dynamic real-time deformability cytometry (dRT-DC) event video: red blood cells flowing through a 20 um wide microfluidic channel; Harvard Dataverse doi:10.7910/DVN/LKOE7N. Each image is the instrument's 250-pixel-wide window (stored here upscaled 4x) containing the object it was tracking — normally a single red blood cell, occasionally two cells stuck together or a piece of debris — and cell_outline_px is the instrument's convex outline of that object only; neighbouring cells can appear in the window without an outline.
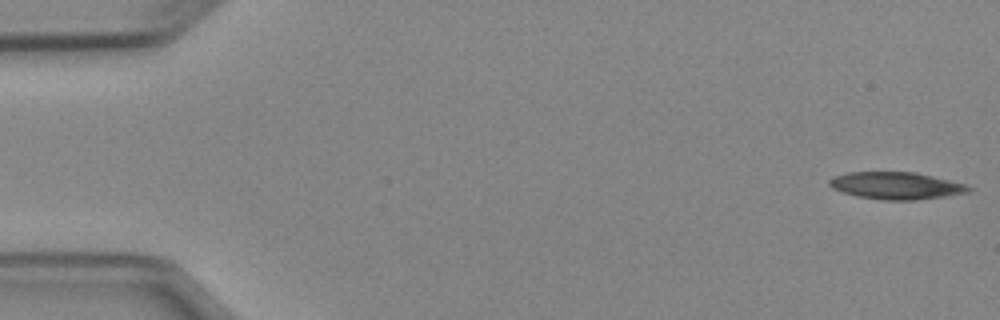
{"species": "Egyptian fruit bat (a non-hibernating species)", "species_latin": "Rousettus aegyptiacus", "temperature_condition": "cold", "stored_images_in_passage": 10, "camera_frame_rate_fps": 3000, "um_per_image_px": 0.085, "animal": {"sex": "female"}, "frame": {"image": 1, "passage_image": 1, "time_ms": 0.0, "image_size_px": [1000, 320], "cell_outline_px": [[972, 188], [968, 192], [944, 196], [916, 200], [880, 200], [856, 196], [832, 188], [828, 184], [828, 180], [832, 176], [848, 172], [916, 172], [968, 184]], "centroid_in_image_um": [76.16, 15.77], "position_along_channel_um": 8.8, "area_um2": 22.2}}